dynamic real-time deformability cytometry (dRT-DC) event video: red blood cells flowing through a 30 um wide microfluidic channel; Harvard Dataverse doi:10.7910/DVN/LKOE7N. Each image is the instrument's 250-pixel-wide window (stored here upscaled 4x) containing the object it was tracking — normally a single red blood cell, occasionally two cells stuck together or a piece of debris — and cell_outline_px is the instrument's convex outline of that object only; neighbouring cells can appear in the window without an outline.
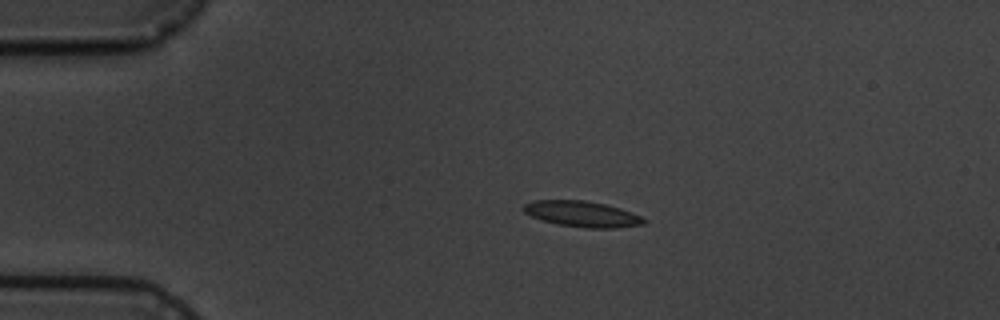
{"species": "common noctule bat (a hibernating species)", "species_latin": "Nyctalus noctula", "temperature_condition": "cold", "stored_images_in_passage": 3, "camera_frame_rate_fps": 3000, "um_per_image_px": 0.085, "animal": {"sex": "male", "body_mass_g": 19.5, "forearm_length_mm": 54.6}, "frame": {"image": 1, "passage_image": 1, "time_ms": 0.0, "image_size_px": [1000, 320], "cell_outline_px": [[648, 220], [644, 224], [616, 228], [588, 228], [556, 224], [540, 220], [524, 212], [520, 208], [524, 204], [532, 200], [584, 200], [604, 204], [620, 208], [632, 212]], "centroid_in_image_um": [49.45, 18.19], "position_along_channel_um": 35.5, "area_um2": 18.26}}
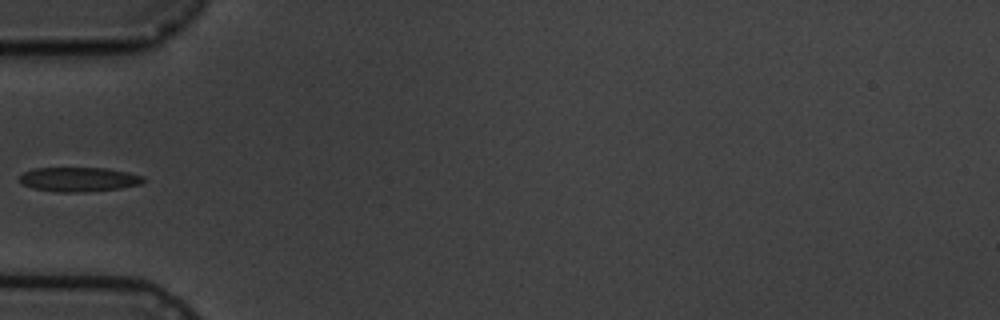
{"frame": {"image": 2, "passage_image": 3, "time_ms": 2.333, "image_size_px": [1000, 320], "cell_outline_px": [[148, 180], [140, 184], [120, 188], [84, 192], [60, 192], [32, 188], [20, 184], [20, 176], [24, 172], [32, 168], [108, 168], [128, 172], [144, 176]], "centroid_in_image_um": [6.72, 15.24], "position_along_channel_um": 78.3, "area_um2": 17.74}}